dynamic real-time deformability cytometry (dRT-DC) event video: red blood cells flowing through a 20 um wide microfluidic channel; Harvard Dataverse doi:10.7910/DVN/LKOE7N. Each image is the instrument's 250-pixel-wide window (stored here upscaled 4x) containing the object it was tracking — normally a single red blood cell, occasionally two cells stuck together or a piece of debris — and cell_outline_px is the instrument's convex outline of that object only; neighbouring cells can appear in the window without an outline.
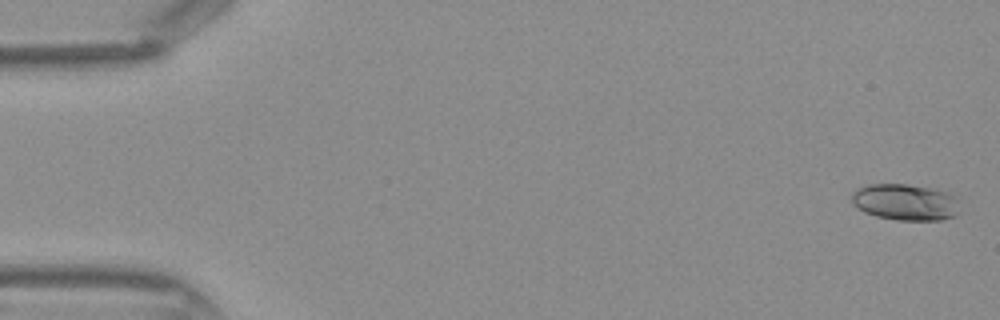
{"species": "Egyptian fruit bat (a non-hibernating species)", "species_latin": "Rousettus aegyptiacus", "temperature_condition": "warm", "stored_images_in_passage": 44, "camera_frame_rate_fps": 3000, "um_per_image_px": 0.085, "frame": {"image": 1, "passage_image": 1, "time_ms": 0.0, "image_size_px": [1000, 320], "cell_outline_px": [[956, 216], [940, 220], [896, 220], [876, 216], [864, 212], [852, 204], [852, 192], [856, 188], [868, 184], [904, 184], [936, 188], [948, 192], [956, 196]], "centroid_in_image_um": [76.92, 17.17], "position_along_channel_um": 8.1, "area_um2": 23.06}}
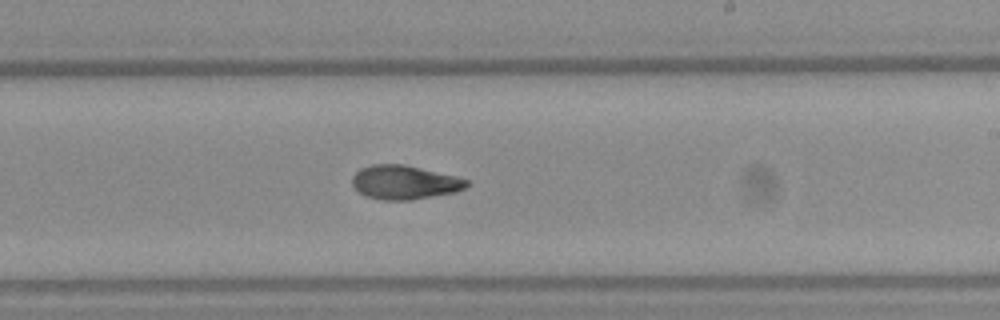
{"frame": {"image": 2, "passage_image": 26, "time_ms": 8.333, "image_size_px": [1000, 320], "cell_outline_px": [[468, 184], [464, 188], [456, 192], [412, 200], [380, 200], [368, 196], [360, 192], [352, 184], [352, 176], [360, 168], [372, 164], [404, 164], [456, 176], [468, 180]], "centroid_in_image_um": [34.38, 15.49], "position_along_channel_um": 254.6, "area_um2": 22.6}}
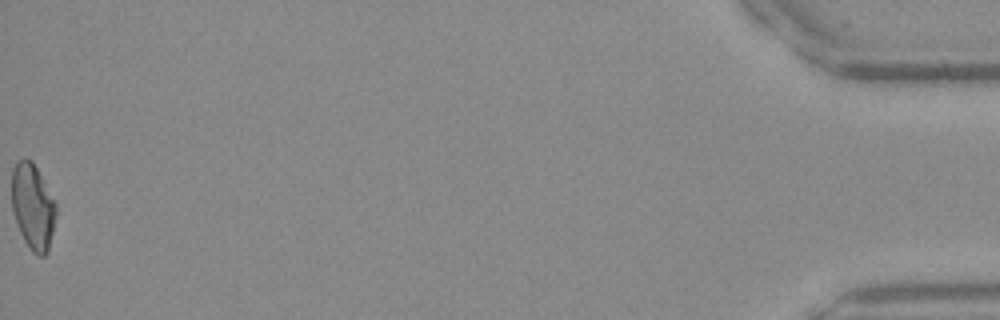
{"frame": {"image": 3, "passage_image": 44, "time_ms": 14.333, "image_size_px": [1000, 320], "cell_outline_px": [[56, 212], [48, 252], [44, 256], [36, 256], [32, 252], [24, 240], [20, 232], [12, 212], [12, 168], [16, 160], [24, 156], [32, 160], [56, 200]], "centroid_in_image_um": [2.78, 17.51], "position_along_channel_um": 432.4, "area_um2": 22.54}}